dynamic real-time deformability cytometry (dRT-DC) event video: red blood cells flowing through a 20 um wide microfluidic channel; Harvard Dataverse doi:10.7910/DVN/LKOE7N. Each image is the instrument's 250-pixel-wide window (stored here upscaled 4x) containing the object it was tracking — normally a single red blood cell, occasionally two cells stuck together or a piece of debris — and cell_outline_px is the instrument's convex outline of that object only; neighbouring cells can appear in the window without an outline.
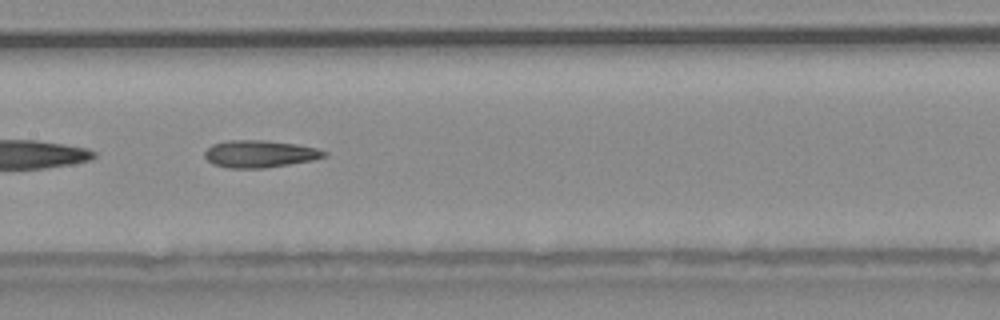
{"species": "common noctule bat (a hibernating species)", "species_latin": "Nyctalus noctula", "temperature_condition": "warm", "stored_images_in_passage": 36, "camera_frame_rate_fps": 3000, "um_per_image_px": 0.085, "animal": {"sex": "male", "body_mass_g": 20.4}, "frame": {"image": 1, "passage_image": 26, "time_ms": 8.333, "image_size_px": [1000, 320], "cell_outline_px": [[328, 156], [312, 160], [264, 168], [228, 168], [212, 164], [204, 156], [204, 152], [212, 144], [228, 140], [268, 140], [296, 144], [316, 148], [328, 152]], "centroid_in_image_um": [22.07, 13.07], "position_along_channel_um": 185.3, "area_um2": 19.02}}